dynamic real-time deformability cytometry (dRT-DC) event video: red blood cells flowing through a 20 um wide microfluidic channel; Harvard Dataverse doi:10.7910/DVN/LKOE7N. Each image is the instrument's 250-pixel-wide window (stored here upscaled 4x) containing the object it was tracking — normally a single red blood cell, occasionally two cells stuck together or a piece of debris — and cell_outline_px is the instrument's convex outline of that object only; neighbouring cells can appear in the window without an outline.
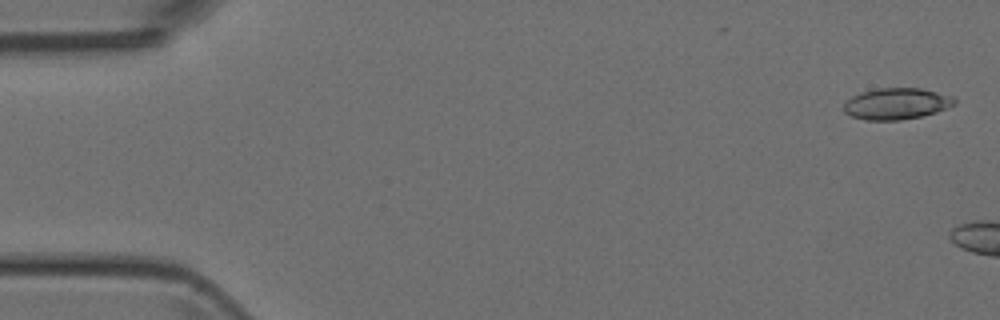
{"species": "Egyptian fruit bat (a non-hibernating species)", "species_latin": "Rousettus aegyptiacus", "temperature_condition": "room temperature", "stored_images_in_passage": 5, "camera_frame_rate_fps": 3000, "um_per_image_px": 0.085, "animal": {"sex": "female"}, "frame": {"image": 1, "passage_image": 1, "time_ms": 0.0, "image_size_px": [1000, 320], "cell_outline_px": [[956, 104], [936, 112], [920, 116], [900, 120], [864, 120], [852, 116], [844, 112], [844, 104], [852, 96], [876, 88], [920, 88], [956, 96]], "centroid_in_image_um": [76.24, 8.81], "position_along_channel_um": 8.8, "area_um2": 20.23}}
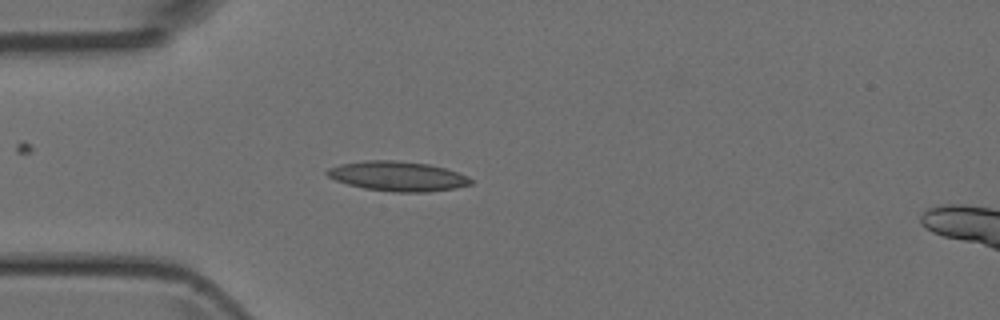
{"frame": {"image": 2, "passage_image": 5, "time_ms": 5.667, "image_size_px": [1000, 320], "cell_outline_px": [[472, 184], [456, 188], [428, 192], [396, 192], [364, 188], [348, 184], [336, 180], [328, 176], [324, 172], [328, 168], [340, 164], [364, 160], [396, 160], [428, 164], [444, 168], [468, 176], [472, 180]], "centroid_in_image_um": [33.79, 14.97], "position_along_channel_um": 51.2, "area_um2": 24.85}}